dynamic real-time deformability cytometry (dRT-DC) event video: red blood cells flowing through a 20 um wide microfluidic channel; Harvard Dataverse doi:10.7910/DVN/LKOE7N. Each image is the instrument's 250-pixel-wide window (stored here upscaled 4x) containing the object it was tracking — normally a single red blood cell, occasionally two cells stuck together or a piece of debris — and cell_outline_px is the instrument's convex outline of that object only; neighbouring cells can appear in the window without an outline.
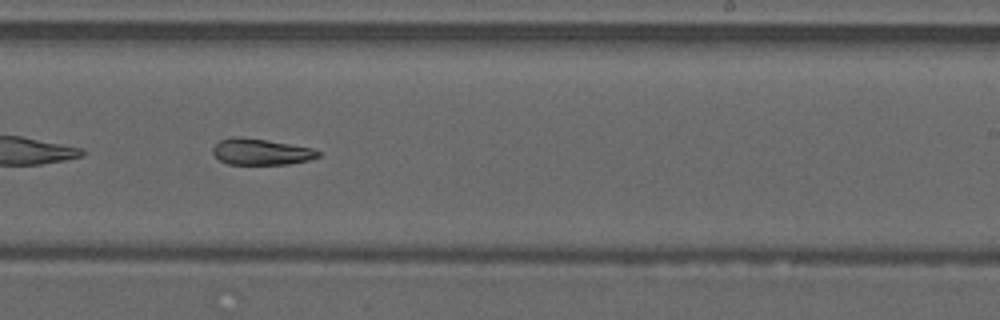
{"species": "common noctule bat (a hibernating species)", "species_latin": "Nyctalus noctula", "temperature_condition": "warm", "stored_images_in_passage": 36, "camera_frame_rate_fps": 3000, "um_per_image_px": 0.085, "animal": {"sex": "male", "forearm_length_mm": 52.5}, "frame": {"image": 1, "passage_image": 26, "time_ms": 8.333, "image_size_px": [1000, 320], "cell_outline_px": [[320, 156], [308, 160], [288, 164], [228, 164], [220, 160], [212, 152], [212, 148], [220, 140], [232, 136], [240, 136], [312, 148], [320, 152]], "centroid_in_image_um": [22.15, 12.9], "position_along_channel_um": 266.8, "area_um2": 15.9}}